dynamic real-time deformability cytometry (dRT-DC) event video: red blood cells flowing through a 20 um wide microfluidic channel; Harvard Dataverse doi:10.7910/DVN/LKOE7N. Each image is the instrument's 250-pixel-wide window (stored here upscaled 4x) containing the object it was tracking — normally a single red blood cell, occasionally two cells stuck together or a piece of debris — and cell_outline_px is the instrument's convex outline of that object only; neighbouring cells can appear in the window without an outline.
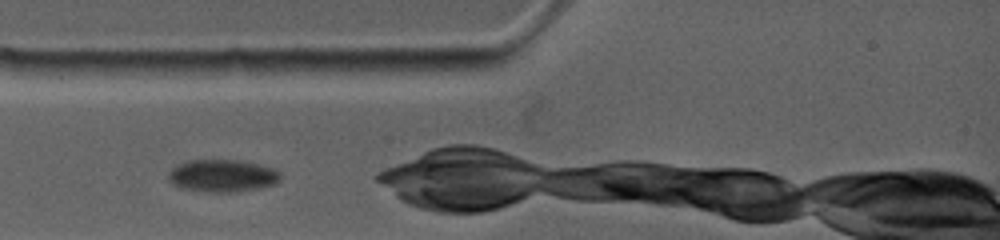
{"species": "common noctule bat (a hibernating species)", "species_latin": "Nyctalus noctula", "temperature_condition": "warm", "stored_images_in_passage": 15, "camera_frame_rate_fps": 4500, "um_per_image_px": 0.085, "animal": {"sex": "female", "body_mass_g": 19.0, "forearm_length_mm": 53.3}, "frame": {"image": 1, "passage_image": 1, "time_ms": 0.0, "image_size_px": [1000, 240], "cell_outline_px": [[280, 180], [272, 184], [260, 188], [228, 192], [208, 192], [184, 188], [176, 184], [168, 176], [168, 172], [176, 164], [188, 160], [240, 160], [272, 168], [280, 172]], "centroid_in_image_um": [18.9, 14.92], "position_along_channel_um": 66.1, "area_um2": 20.81}}
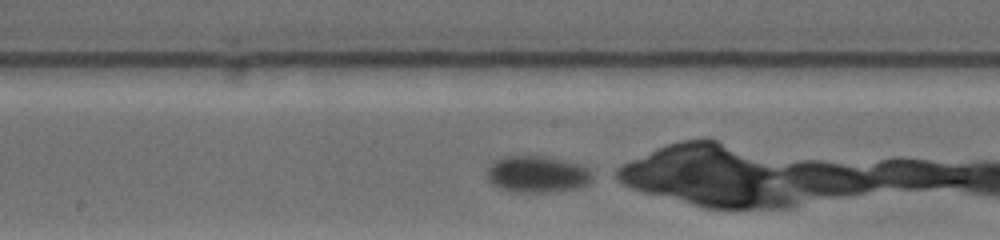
{"frame": {"image": 2, "passage_image": 15, "time_ms": 3.778, "image_size_px": [1000, 240], "cell_outline_px": [[592, 180], [588, 184], [580, 188], [548, 192], [512, 192], [496, 188], [488, 180], [488, 168], [496, 160], [508, 156], [548, 156], [584, 164], [592, 172]], "centroid_in_image_um": [45.72, 14.81], "position_along_channel_um": 202.5, "area_um2": 22.89}}